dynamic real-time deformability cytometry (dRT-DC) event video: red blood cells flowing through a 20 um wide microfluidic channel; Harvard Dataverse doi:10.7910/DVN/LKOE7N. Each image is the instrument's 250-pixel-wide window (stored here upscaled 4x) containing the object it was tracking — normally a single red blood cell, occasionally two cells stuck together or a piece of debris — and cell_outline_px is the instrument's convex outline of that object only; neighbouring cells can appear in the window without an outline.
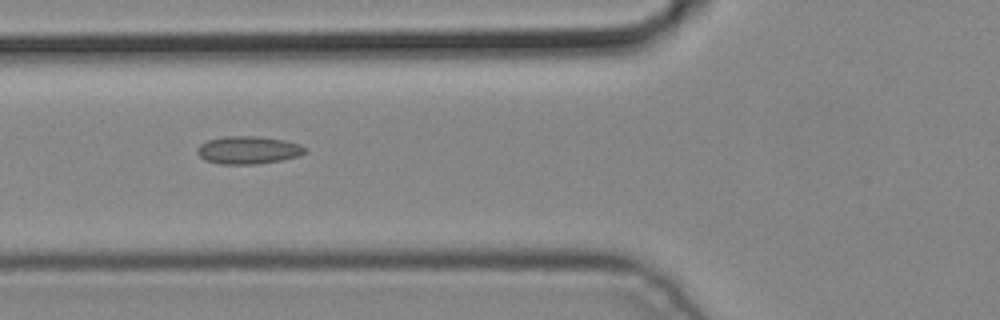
{"species": "common noctule bat (a hibernating species)", "species_latin": "Nyctalus noctula", "temperature_condition": "cold", "stored_images_in_passage": 6, "camera_frame_rate_fps": 3000, "um_per_image_px": 0.085, "animal": {"sex": "male", "body_mass_g": 19.2, "forearm_length_mm": 51.8}, "frame": {"image": 1, "passage_image": 5, "time_ms": 1.333, "image_size_px": [1000, 320], "cell_outline_px": [[308, 152], [300, 156], [280, 160], [256, 164], [220, 164], [204, 160], [196, 152], [196, 148], [200, 144], [208, 140], [224, 136], [256, 136], [284, 140], [300, 144], [308, 148]], "centroid_in_image_um": [21.12, 12.75], "position_along_channel_um": 104.7, "area_um2": 17.63}}
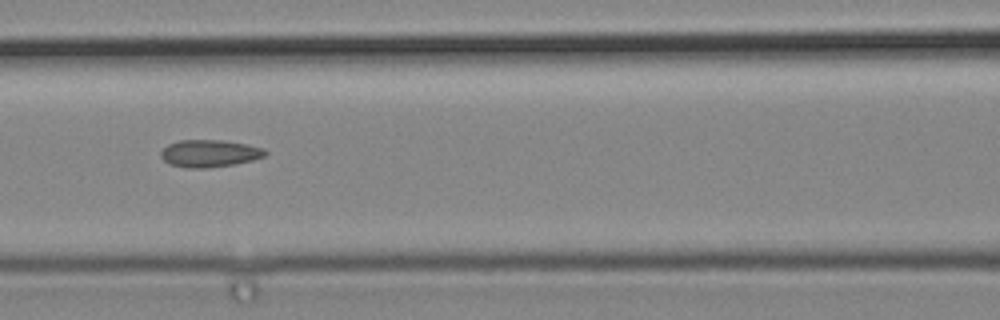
{"frame": {"image": 2, "passage_image": 6, "time_ms": 1.667, "image_size_px": [1000, 320], "cell_outline_px": [[268, 152], [264, 156], [252, 160], [236, 164], [208, 168], [188, 168], [168, 164], [160, 156], [160, 152], [168, 144], [180, 140], [224, 140], [264, 148]], "centroid_in_image_um": [17.79, 13.04], "position_along_channel_um": 148.8, "area_um2": 16.65}}